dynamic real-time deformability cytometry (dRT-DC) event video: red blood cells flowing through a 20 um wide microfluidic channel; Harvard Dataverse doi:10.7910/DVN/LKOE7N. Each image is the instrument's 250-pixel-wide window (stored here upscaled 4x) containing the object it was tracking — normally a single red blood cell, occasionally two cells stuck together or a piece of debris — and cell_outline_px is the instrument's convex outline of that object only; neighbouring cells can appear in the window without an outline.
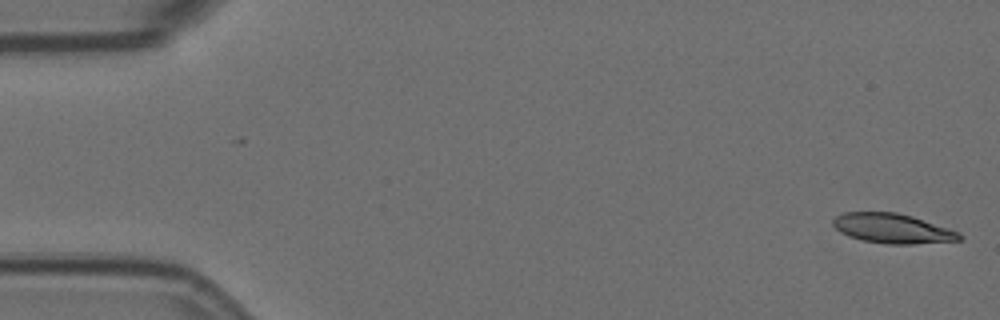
{"species": "Egyptian fruit bat (a non-hibernating species)", "species_latin": "Rousettus aegyptiacus", "temperature_condition": "room temperature", "stored_images_in_passage": 4, "camera_frame_rate_fps": 3000, "um_per_image_px": 0.085, "animal": {"sex": "female"}, "frame": {"image": 1, "passage_image": 1, "time_ms": 0.0, "image_size_px": [1000, 320], "cell_outline_px": [[964, 240], [912, 244], [888, 244], [864, 240], [848, 236], [840, 232], [832, 224], [832, 220], [836, 216], [844, 212], [896, 212], [912, 216], [960, 232], [964, 236]], "centroid_in_image_um": [75.89, 19.42], "position_along_channel_um": 9.1, "area_um2": 21.91}}
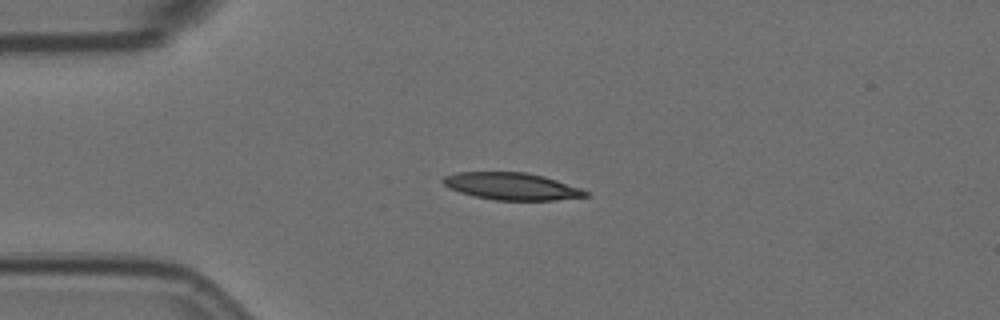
{"frame": {"image": 2, "passage_image": 4, "time_ms": 1.0, "image_size_px": [1000, 320], "cell_outline_px": [[588, 196], [556, 200], [496, 200], [472, 196], [448, 188], [440, 180], [444, 176], [456, 172], [524, 172], [544, 176], [580, 188], [588, 192]], "centroid_in_image_um": [43.45, 15.83], "position_along_channel_um": 41.6, "area_um2": 22.54}}